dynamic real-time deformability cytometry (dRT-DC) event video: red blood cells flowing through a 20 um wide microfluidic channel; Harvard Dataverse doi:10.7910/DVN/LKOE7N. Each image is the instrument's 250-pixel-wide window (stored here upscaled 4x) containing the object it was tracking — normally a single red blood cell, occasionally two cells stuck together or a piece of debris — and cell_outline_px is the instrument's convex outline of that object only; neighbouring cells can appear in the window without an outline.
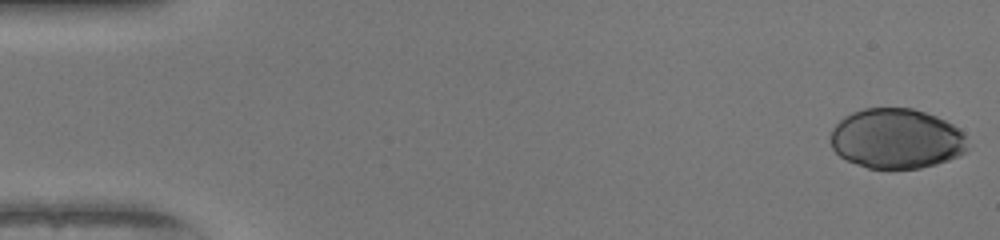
{"species": "human", "species_latin": "Homo sapiens", "temperature_condition": "warm", "stored_images_in_passage": 50, "camera_frame_rate_fps": 3000, "um_per_image_px": 0.085, "donor": {"sex": "female"}, "frame": {"image": 1, "passage_image": 1, "time_ms": 0.0, "image_size_px": [1000, 240], "cell_outline_px": [[972, 144], [960, 156], [936, 164], [920, 168], [868, 168], [856, 164], [840, 156], [832, 148], [832, 128], [844, 116], [852, 112], [864, 108], [912, 108], [936, 116], [960, 128], [964, 132]], "centroid_in_image_um": [76.25, 11.78], "position_along_channel_um": 8.7, "area_um2": 48.26}}
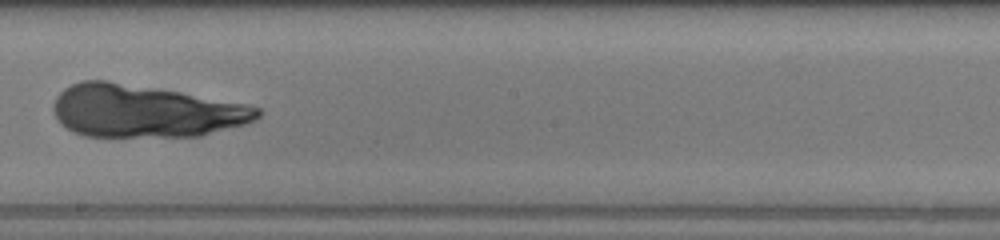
{"frame": {"image": 2, "passage_image": 29, "time_ms": 9.333, "image_size_px": [1000, 240], "cell_outline_px": [[264, 112], [256, 120], [244, 124], [200, 136], [84, 136], [72, 132], [60, 124], [52, 108], [52, 104], [56, 96], [64, 88], [80, 80], [108, 80], [180, 92], [248, 104], [260, 108]], "centroid_in_image_um": [12.31, 9.44], "position_along_channel_um": 235.9, "area_um2": 62.66}}
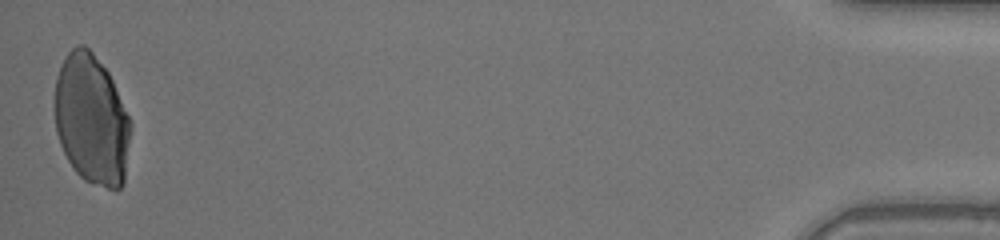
{"frame": {"image": 3, "passage_image": 50, "time_ms": 16.333, "image_size_px": [1000, 240], "cell_outline_px": [[132, 128], [124, 184], [120, 188], [108, 188], [92, 184], [84, 180], [76, 172], [68, 160], [60, 144], [56, 132], [56, 76], [68, 52], [76, 44], [84, 44], [92, 52], [108, 72], [112, 80], [132, 124]], "centroid_in_image_um": [7.81, 10.19], "position_along_channel_um": 427.4, "area_um2": 57.51}}